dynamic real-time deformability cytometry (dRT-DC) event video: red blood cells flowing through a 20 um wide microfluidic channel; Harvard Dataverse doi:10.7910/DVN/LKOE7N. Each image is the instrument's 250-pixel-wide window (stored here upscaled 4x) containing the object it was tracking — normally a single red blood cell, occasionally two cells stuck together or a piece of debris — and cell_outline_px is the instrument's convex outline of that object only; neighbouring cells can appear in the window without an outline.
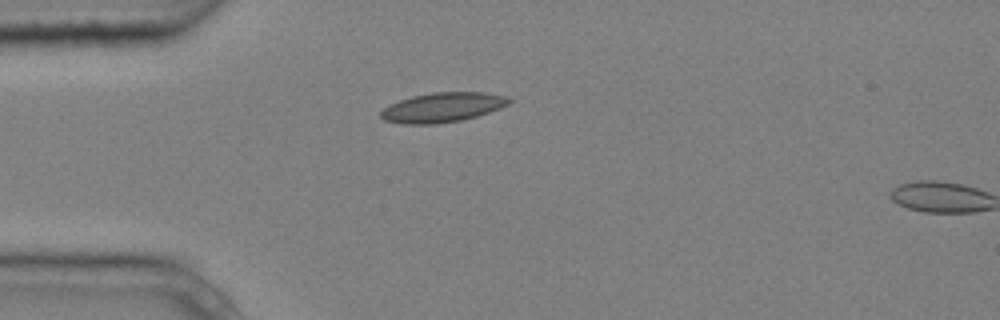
{"species": "common noctule bat (a hibernating species)", "species_latin": "Nyctalus noctula", "temperature_condition": "cold", "stored_images_in_passage": 2, "camera_frame_rate_fps": 3000, "um_per_image_px": 0.085, "animal": {"sex": "male", "body_mass_g": 20.4}, "frame": {"image": 1, "passage_image": 1, "time_ms": 0.0, "image_size_px": [1000, 320], "cell_outline_px": [[516, 100], [500, 108], [476, 116], [460, 120], [436, 124], [404, 124], [384, 120], [380, 116], [380, 112], [384, 108], [400, 100], [412, 96], [432, 92], [484, 92], [508, 96]], "centroid_in_image_um": [37.66, 9.12], "position_along_channel_um": 47.3, "area_um2": 22.14}}